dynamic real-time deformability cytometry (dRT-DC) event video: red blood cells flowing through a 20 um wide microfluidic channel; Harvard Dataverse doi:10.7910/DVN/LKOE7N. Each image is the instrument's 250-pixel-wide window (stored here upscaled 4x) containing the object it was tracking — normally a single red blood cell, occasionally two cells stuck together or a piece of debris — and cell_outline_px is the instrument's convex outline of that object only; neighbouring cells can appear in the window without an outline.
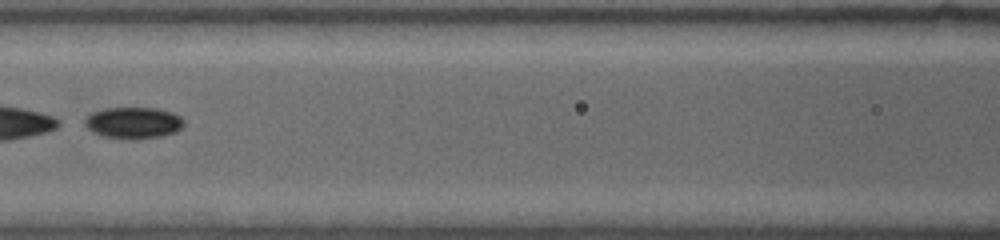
{"species": "common noctule bat (a hibernating species)", "species_latin": "Nyctalus noctula", "temperature_condition": "warm", "stored_images_in_passage": 13, "camera_frame_rate_fps": 4500, "um_per_image_px": 0.085, "animal": {"sex": "female", "body_mass_g": 19.0, "forearm_length_mm": 53.3}, "frame": {"image": 1, "passage_image": 6, "time_ms": 2.222, "image_size_px": [1000, 240], "cell_outline_px": [[184, 124], [176, 132], [160, 136], [132, 140], [128, 140], [104, 136], [92, 132], [84, 124], [84, 120], [92, 112], [104, 108], [156, 108], [172, 112], [180, 116], [184, 120]], "centroid_in_image_um": [11.33, 10.44], "position_along_channel_um": 155.3, "area_um2": 18.26}}
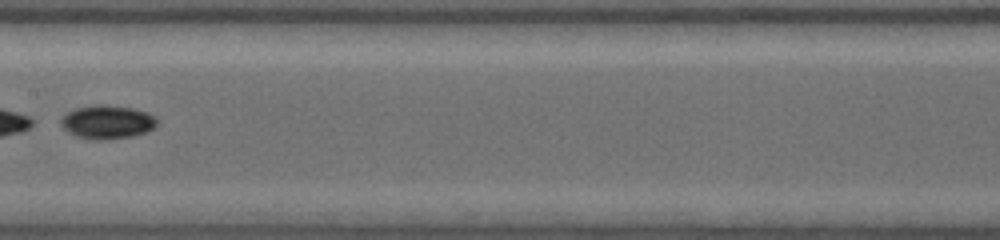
{"frame": {"image": 2, "passage_image": 8, "time_ms": 3.333, "image_size_px": [1000, 240], "cell_outline_px": [[156, 124], [152, 128], [144, 132], [132, 136], [104, 140], [96, 140], [76, 136], [68, 132], [60, 124], [60, 116], [76, 108], [96, 104], [104, 104], [132, 108], [148, 112], [156, 116]], "centroid_in_image_um": [9.08, 10.36], "position_along_channel_um": 198.3, "area_um2": 18.84}}